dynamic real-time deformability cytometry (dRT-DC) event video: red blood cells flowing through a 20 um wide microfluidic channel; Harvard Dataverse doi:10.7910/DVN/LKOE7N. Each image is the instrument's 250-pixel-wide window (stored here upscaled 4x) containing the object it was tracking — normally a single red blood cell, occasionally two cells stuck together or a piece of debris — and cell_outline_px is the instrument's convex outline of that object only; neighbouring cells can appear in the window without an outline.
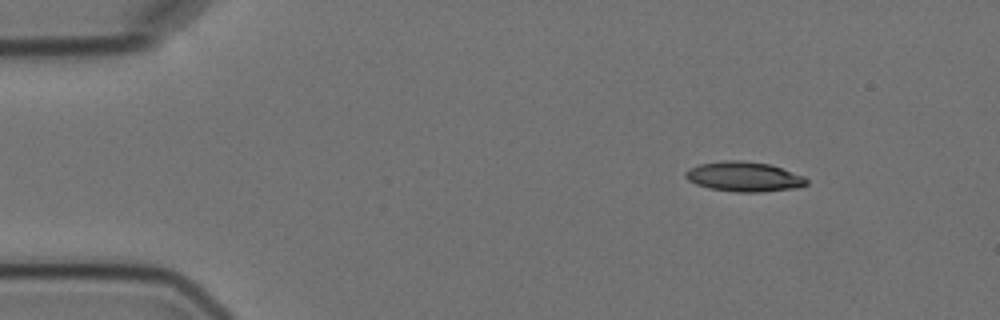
{"species": "Egyptian fruit bat (a non-hibernating species)", "species_latin": "Rousettus aegyptiacus", "temperature_condition": "cold", "stored_images_in_passage": 10, "camera_frame_rate_fps": 3000, "um_per_image_px": 0.085, "animal": {"sex": "female"}, "frame": {"image": 1, "passage_image": 1, "time_ms": 0.0, "image_size_px": [1000, 320], "cell_outline_px": [[808, 184], [800, 188], [760, 192], [736, 192], [708, 188], [696, 184], [688, 180], [684, 176], [684, 172], [688, 168], [700, 164], [724, 160], [740, 160], [768, 164], [804, 176], [808, 180]], "centroid_in_image_um": [63.23, 15.02], "position_along_channel_um": 21.8, "area_um2": 21.15}}
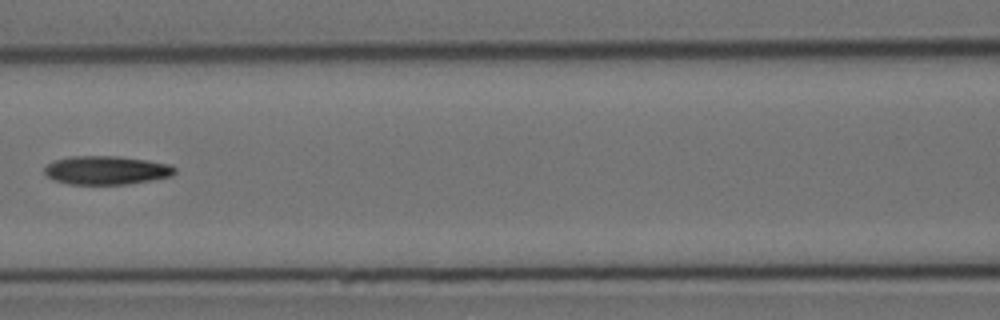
{"frame": {"image": 2, "passage_image": 6, "time_ms": 6.0, "image_size_px": [1000, 320], "cell_outline_px": [[176, 172], [172, 176], [128, 184], [68, 184], [52, 180], [44, 172], [44, 168], [48, 164], [56, 160], [68, 156], [120, 156], [148, 160], [168, 164], [176, 168]], "centroid_in_image_um": [9.04, 14.47], "position_along_channel_um": 157.6, "area_um2": 21.79}}
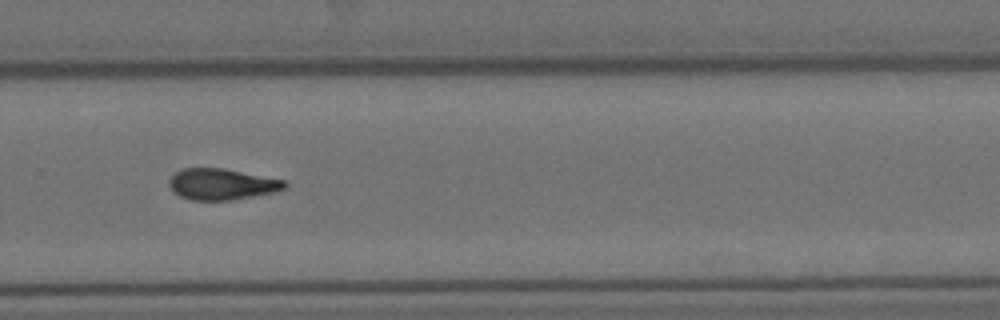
{"frame": {"image": 3, "passage_image": 10, "time_ms": 10.333, "image_size_px": [1000, 320], "cell_outline_px": [[288, 184], [284, 188], [276, 192], [232, 200], [192, 200], [180, 196], [168, 184], [168, 180], [180, 168], [224, 168], [284, 180]], "centroid_in_image_um": [18.86, 15.65], "position_along_channel_um": 310.9, "area_um2": 20.92}}